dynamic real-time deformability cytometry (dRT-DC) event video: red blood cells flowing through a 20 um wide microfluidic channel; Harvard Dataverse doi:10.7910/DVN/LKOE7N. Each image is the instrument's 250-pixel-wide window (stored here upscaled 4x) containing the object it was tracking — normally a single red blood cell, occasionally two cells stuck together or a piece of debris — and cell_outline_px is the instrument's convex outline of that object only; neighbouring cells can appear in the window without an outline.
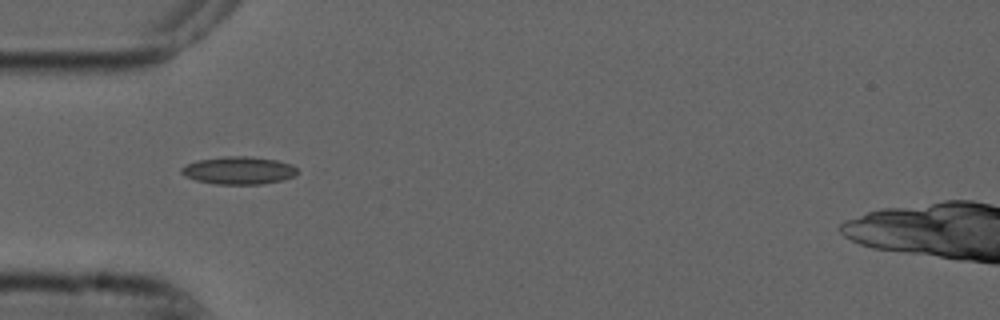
{"species": "common noctule bat (a hibernating species)", "species_latin": "Nyctalus noctula", "temperature_condition": "cold", "stored_images_in_passage": 38, "camera_frame_rate_fps": 3000, "um_per_image_px": 0.085, "animal": {"sex": "male", "forearm_length_mm": 52.5}, "frame": {"image": 1, "passage_image": 1, "time_ms": 0.0, "image_size_px": [1000, 320], "cell_outline_px": [[296, 176], [284, 180], [260, 184], [216, 184], [196, 180], [184, 176], [180, 172], [180, 168], [184, 164], [196, 160], [224, 156], [248, 156], [276, 160], [292, 164], [296, 168]], "centroid_in_image_um": [20.26, 14.48], "position_along_channel_um": 64.7, "area_um2": 18.9}}
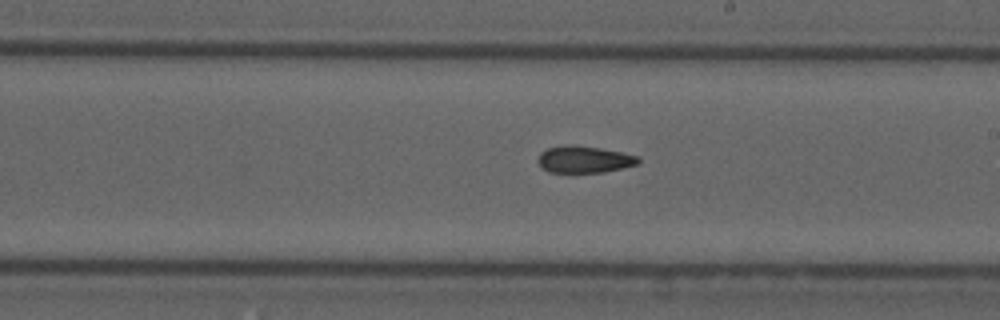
{"frame": {"image": 2, "passage_image": 15, "time_ms": 4.667, "image_size_px": [1000, 320], "cell_outline_px": [[640, 164], [604, 172], [548, 172], [536, 160], [540, 152], [548, 148], [564, 144], [572, 144], [600, 148], [624, 152], [640, 156]], "centroid_in_image_um": [49.69, 13.53], "position_along_channel_um": 239.3, "area_um2": 15.95}}
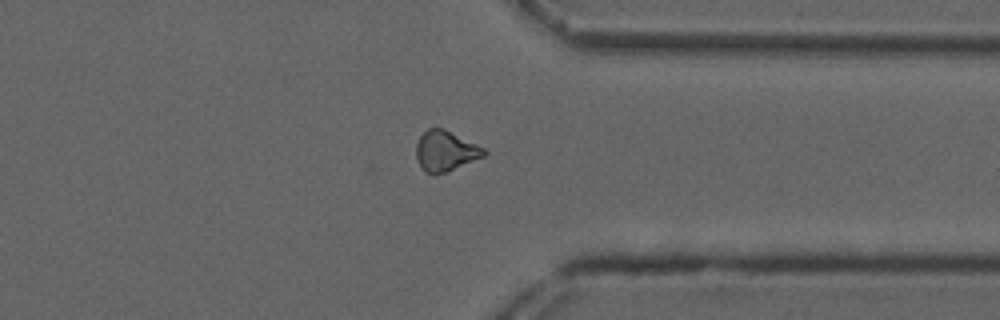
{"frame": {"image": 3, "passage_image": 26, "time_ms": 8.333, "image_size_px": [1000, 320], "cell_outline_px": [[488, 152], [484, 156], [448, 172], [424, 172], [420, 168], [416, 156], [416, 144], [420, 136], [428, 128], [444, 128], [484, 148]], "centroid_in_image_um": [37.86, 12.82], "position_along_channel_um": 373.5, "area_um2": 15.84}, "authors_computed_cell_mechanics": {"area_um2": 16.2996, "velocity_mm_per_s": 3.7606, "shape_relaxation_time_tau1_ms": null, "shape_relaxation_time_tau2_ms": 5.6723, "deformation_change_tau1": null, "deformation_change_tau2": 0.1218}}